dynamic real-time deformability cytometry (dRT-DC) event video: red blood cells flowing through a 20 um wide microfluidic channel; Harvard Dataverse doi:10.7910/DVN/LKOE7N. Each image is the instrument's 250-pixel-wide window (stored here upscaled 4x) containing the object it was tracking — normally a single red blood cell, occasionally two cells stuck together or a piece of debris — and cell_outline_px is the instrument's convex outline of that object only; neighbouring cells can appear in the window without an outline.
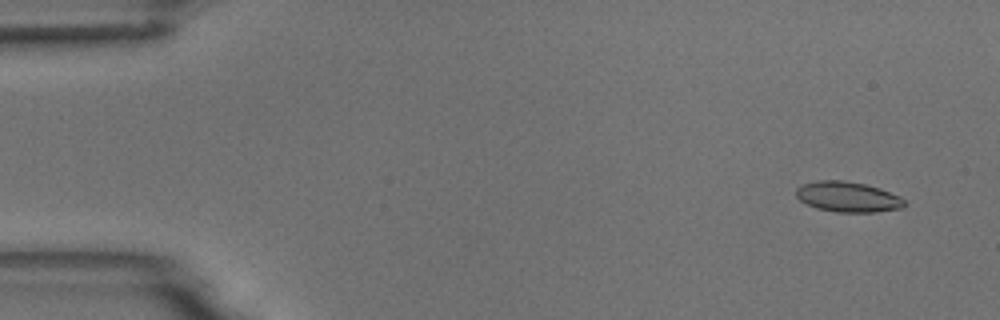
{"species": "common noctule bat (a hibernating species)", "species_latin": "Nyctalus noctula", "temperature_condition": "room temperature", "stored_images_in_passage": 5, "camera_frame_rate_fps": 3000, "um_per_image_px": 0.085, "animal": {"sex": "male", "body_mass_g": 18.8}, "frame": {"image": 1, "passage_image": 1, "time_ms": 0.0, "image_size_px": [1000, 320], "cell_outline_px": [[904, 204], [900, 208], [876, 212], [836, 212], [816, 208], [800, 200], [796, 196], [796, 188], [804, 184], [816, 180], [844, 180], [864, 184], [880, 188], [900, 196], [904, 200]], "centroid_in_image_um": [72.04, 16.73], "position_along_channel_um": 13.0, "area_um2": 19.07}}
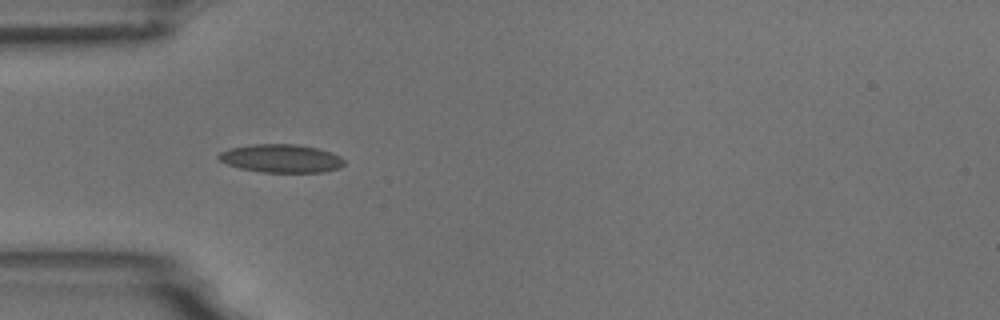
{"frame": {"image": 2, "passage_image": 4, "time_ms": 4.333, "image_size_px": [1000, 320], "cell_outline_px": [[344, 164], [340, 168], [324, 172], [260, 172], [240, 168], [228, 164], [220, 160], [216, 156], [220, 152], [228, 148], [252, 144], [296, 144], [316, 148], [332, 152], [340, 156], [344, 160]], "centroid_in_image_um": [23.9, 13.46], "position_along_channel_um": 61.1, "area_um2": 20.75}}